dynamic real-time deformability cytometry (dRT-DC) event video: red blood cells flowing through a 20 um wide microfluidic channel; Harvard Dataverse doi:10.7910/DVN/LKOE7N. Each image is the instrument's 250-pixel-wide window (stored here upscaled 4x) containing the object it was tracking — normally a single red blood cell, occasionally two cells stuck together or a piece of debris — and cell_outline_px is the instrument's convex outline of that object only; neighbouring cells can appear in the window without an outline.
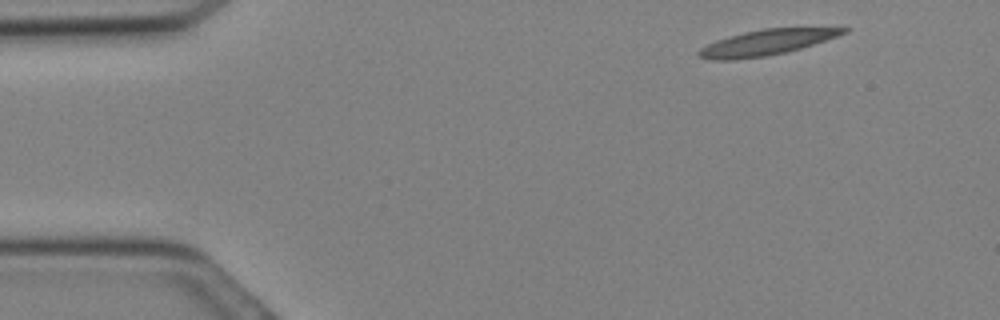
{"species": "Egyptian fruit bat (a non-hibernating species)", "species_latin": "Rousettus aegyptiacus", "temperature_condition": "cold", "stored_images_in_passage": 8, "camera_frame_rate_fps": 3000, "um_per_image_px": 0.085, "animal": {"sex": "female"}, "frame": {"image": 1, "passage_image": 2, "time_ms": 0.333, "image_size_px": [1000, 320], "cell_outline_px": [[852, 28], [848, 32], [800, 48], [784, 52], [764, 56], [732, 60], [712, 60], [696, 56], [696, 52], [700, 48], [716, 40], [744, 32], [764, 28]], "centroid_in_image_um": [65.08, 3.61], "position_along_channel_um": 19.9, "area_um2": 21.15}}